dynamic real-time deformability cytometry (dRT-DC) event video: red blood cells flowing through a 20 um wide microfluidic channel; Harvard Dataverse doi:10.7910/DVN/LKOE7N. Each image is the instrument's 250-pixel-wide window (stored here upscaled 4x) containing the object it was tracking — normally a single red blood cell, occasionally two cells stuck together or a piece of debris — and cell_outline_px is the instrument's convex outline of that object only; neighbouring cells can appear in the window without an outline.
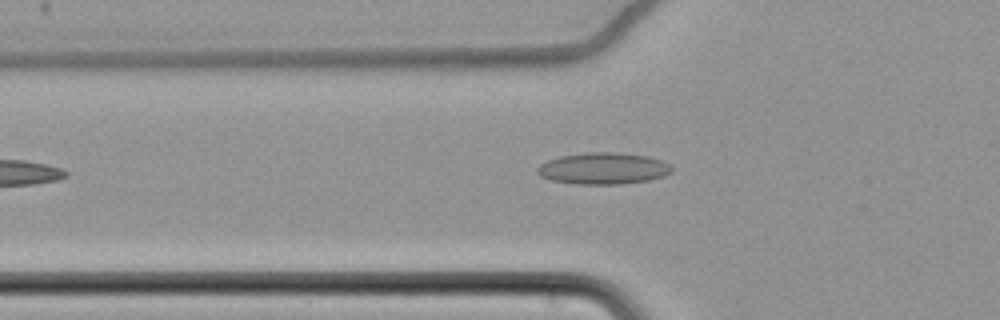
{"species": "common noctule bat (a hibernating species)", "species_latin": "Nyctalus noctula", "temperature_condition": "cold", "stored_images_in_passage": 40, "camera_frame_rate_fps": 3000, "um_per_image_px": 0.085, "animal": {"sex": "female", "body_mass_g": 22.7, "forearm_length_mm": 54.2}, "frame": {"image": 1, "passage_image": 5, "time_ms": 1.333, "image_size_px": [1000, 320], "cell_outline_px": [[672, 172], [664, 176], [648, 180], [620, 184], [576, 184], [552, 180], [540, 176], [536, 172], [536, 168], [540, 164], [548, 160], [560, 156], [584, 152], [616, 152], [648, 156], [660, 160], [668, 164], [672, 168]], "centroid_in_image_um": [51.25, 14.31], "position_along_channel_um": 74.5, "area_um2": 24.8}}
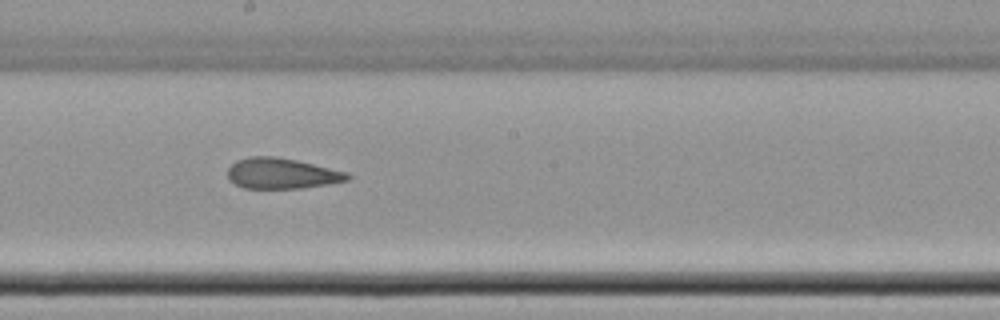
{"frame": {"image": 2, "passage_image": 18, "time_ms": 5.667, "image_size_px": [1000, 320], "cell_outline_px": [[352, 176], [348, 180], [328, 184], [300, 188], [244, 188], [228, 180], [228, 168], [236, 160], [248, 156], [276, 156], [296, 160], [348, 172]], "centroid_in_image_um": [23.94, 14.73], "position_along_channel_um": 224.3, "area_um2": 21.44}}
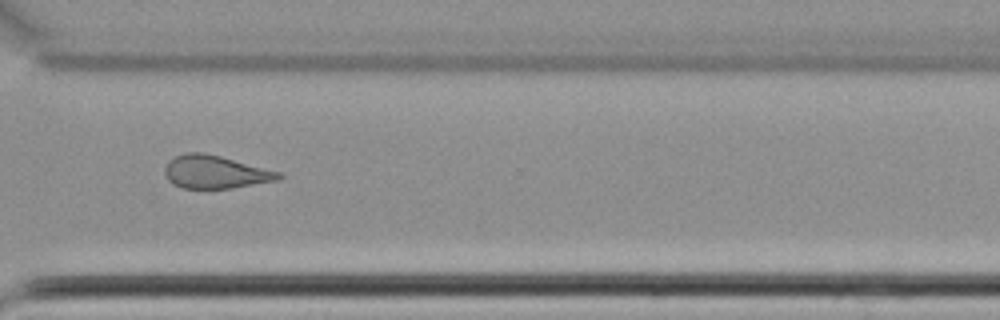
{"frame": {"image": 3, "passage_image": 29, "time_ms": 9.333, "image_size_px": [1000, 320], "cell_outline_px": [[284, 176], [280, 180], [232, 188], [180, 188], [172, 184], [168, 180], [164, 172], [164, 168], [168, 160], [184, 152], [204, 152], [220, 156], [280, 172]], "centroid_in_image_um": [18.28, 14.62], "position_along_channel_um": 352.3, "area_um2": 22.02}, "authors_computed_cell_mechanics": {"area_um2": 22.4264, "velocity_mm_per_s": 3.4787, "shape_relaxation_time_tau1_ms": 11.3301, "shape_relaxation_time_tau2_ms": 3.128, "deformation_change_tau1": 0.1443, "deformation_change_tau2": 0.1139}}